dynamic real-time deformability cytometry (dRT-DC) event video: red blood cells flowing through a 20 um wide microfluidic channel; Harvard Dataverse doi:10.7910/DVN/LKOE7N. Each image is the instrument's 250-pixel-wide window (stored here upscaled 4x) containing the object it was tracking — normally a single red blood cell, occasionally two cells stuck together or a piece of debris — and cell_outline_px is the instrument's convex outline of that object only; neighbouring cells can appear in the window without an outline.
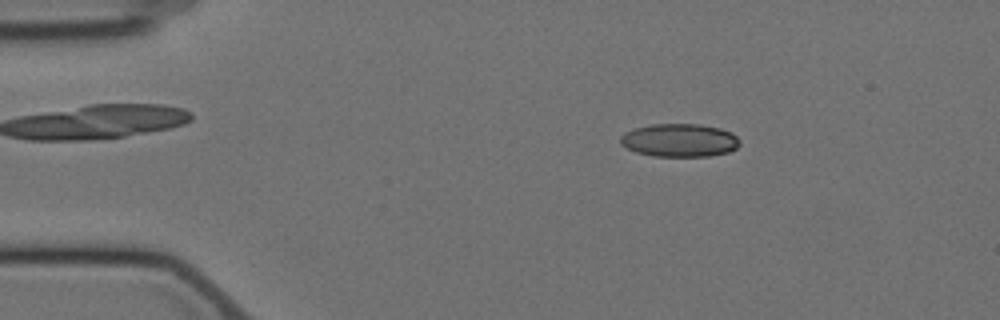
{"species": "Egyptian fruit bat (a non-hibernating species)", "species_latin": "Rousettus aegyptiacus", "temperature_condition": "cold", "stored_images_in_passage": 14, "camera_frame_rate_fps": 3000, "um_per_image_px": 0.085, "animal": {"sex": "female"}, "frame": {"image": 1, "passage_image": 7, "time_ms": 2.0, "image_size_px": [1000, 320], "cell_outline_px": [[740, 144], [736, 148], [728, 152], [708, 156], [652, 156], [636, 152], [620, 144], [620, 136], [624, 132], [636, 128], [652, 124], [700, 124], [720, 128], [732, 132], [740, 140]], "centroid_in_image_um": [57.76, 11.92], "position_along_channel_um": 27.2, "area_um2": 23.12}}